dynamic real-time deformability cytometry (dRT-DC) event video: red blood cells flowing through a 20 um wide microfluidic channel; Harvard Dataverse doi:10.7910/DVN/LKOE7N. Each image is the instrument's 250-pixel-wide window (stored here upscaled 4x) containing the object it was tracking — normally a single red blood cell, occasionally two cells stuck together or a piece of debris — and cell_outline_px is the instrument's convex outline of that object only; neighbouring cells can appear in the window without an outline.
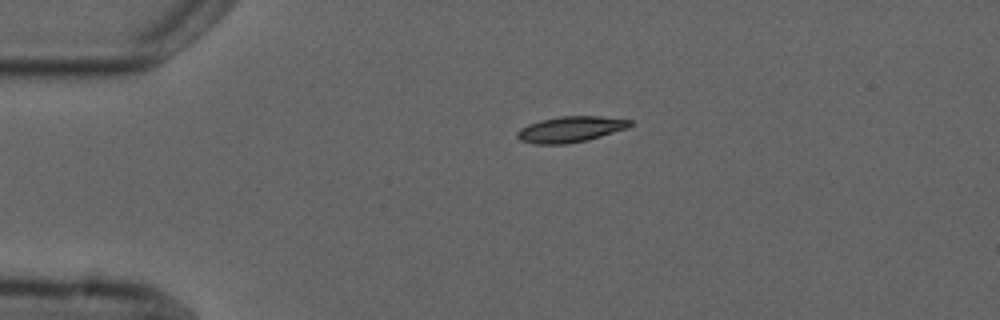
{"species": "common noctule bat (a hibernating species)", "species_latin": "Nyctalus noctula", "temperature_condition": "cold", "stored_images_in_passage": 2, "camera_frame_rate_fps": 3000, "um_per_image_px": 0.085, "animal": {"sex": "male", "forearm_length_mm": 52.5}, "frame": {"image": 1, "passage_image": 1, "time_ms": 0.0, "image_size_px": [1000, 320], "cell_outline_px": [[632, 124], [628, 128], [588, 140], [568, 144], [536, 144], [520, 140], [516, 136], [516, 132], [520, 128], [528, 124], [540, 120], [560, 116], [600, 116], [632, 120]], "centroid_in_image_um": [48.49, 10.99], "position_along_channel_um": 36.5, "area_um2": 17.11}}